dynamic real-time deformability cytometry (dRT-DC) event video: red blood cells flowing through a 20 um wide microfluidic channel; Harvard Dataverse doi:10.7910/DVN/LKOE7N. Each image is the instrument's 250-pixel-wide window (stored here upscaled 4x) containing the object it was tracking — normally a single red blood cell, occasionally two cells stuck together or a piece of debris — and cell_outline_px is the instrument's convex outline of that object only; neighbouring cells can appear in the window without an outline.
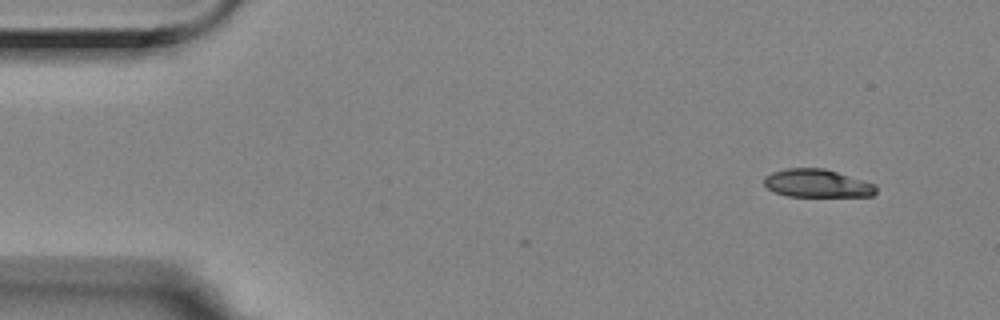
{"species": "Egyptian fruit bat (a non-hibernating species)", "species_latin": "Rousettus aegyptiacus", "temperature_condition": "room temperature", "stored_images_in_passage": 2, "camera_frame_rate_fps": 3000, "um_per_image_px": 0.085, "animal": {"sex": "female"}, "frame": {"image": 1, "passage_image": 2, "time_ms": 0.333, "image_size_px": [1000, 320], "cell_outline_px": [[876, 192], [872, 196], [788, 196], [776, 192], [768, 188], [764, 184], [764, 176], [772, 172], [788, 168], [824, 168], [876, 184]], "centroid_in_image_um": [69.46, 15.58], "position_along_channel_um": 15.5, "area_um2": 18.21}}